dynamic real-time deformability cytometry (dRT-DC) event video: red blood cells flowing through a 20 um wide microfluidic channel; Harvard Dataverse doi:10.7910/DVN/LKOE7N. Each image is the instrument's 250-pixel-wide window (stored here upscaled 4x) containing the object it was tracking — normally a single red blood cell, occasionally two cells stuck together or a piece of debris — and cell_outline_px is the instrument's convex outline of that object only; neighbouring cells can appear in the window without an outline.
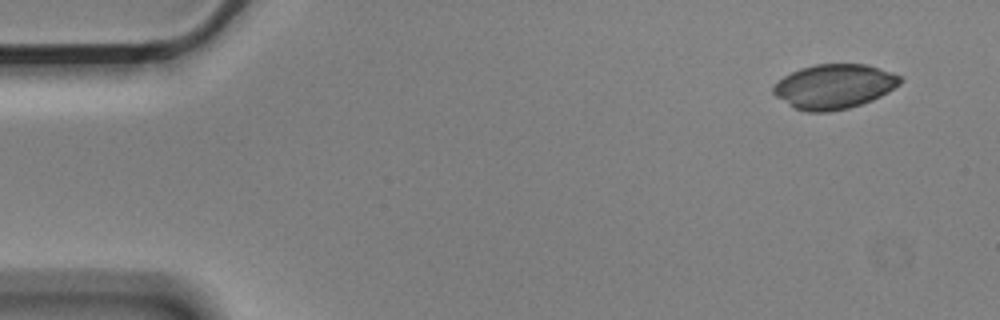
{"species": "Egyptian fruit bat (a non-hibernating species)", "species_latin": "Rousettus aegyptiacus", "temperature_condition": "cold", "stored_images_in_passage": 5, "segment_of_instrument_passage": [2, 2], "camera_frame_rate_fps": 3000, "um_per_image_px": 0.085, "animal": {"sex": "male"}, "frame": {"image": 1, "passage_image": 5, "time_ms": 1.333, "image_size_px": [1000, 320], "cell_outline_px": [[904, 80], [900, 84], [888, 92], [872, 100], [848, 108], [828, 112], [808, 112], [796, 108], [776, 96], [772, 92], [772, 84], [784, 76], [800, 68], [816, 64], [868, 64], [892, 72], [900, 76]], "centroid_in_image_um": [70.91, 7.34], "position_along_channel_um": 14.1, "area_um2": 32.95}}